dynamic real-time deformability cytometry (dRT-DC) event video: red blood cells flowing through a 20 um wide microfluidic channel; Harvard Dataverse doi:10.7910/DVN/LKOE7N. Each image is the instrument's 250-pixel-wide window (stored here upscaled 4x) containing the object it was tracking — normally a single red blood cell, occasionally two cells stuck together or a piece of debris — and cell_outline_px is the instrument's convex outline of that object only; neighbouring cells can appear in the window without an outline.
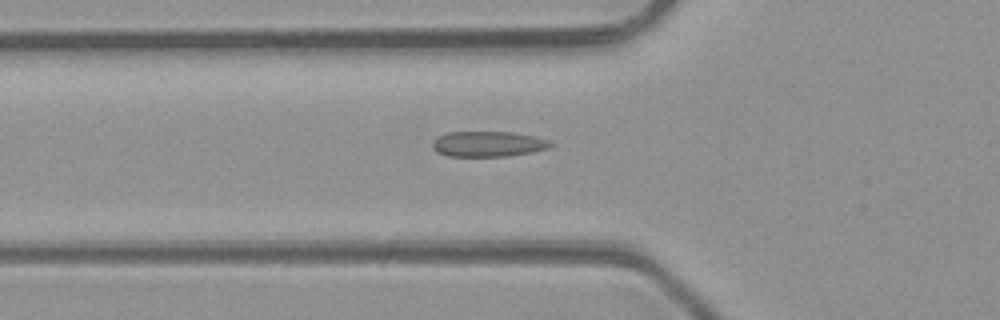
{"species": "common noctule bat (a hibernating species)", "species_latin": "Nyctalus noctula", "temperature_condition": "room temperature", "stored_images_in_passage": 6, "camera_frame_rate_fps": 3000, "um_per_image_px": 0.085, "animal": {"sex": "male", "body_mass_g": 23.1, "forearm_length_mm": 52.7}, "frame": {"image": 1, "passage_image": 6, "time_ms": 5.667, "image_size_px": [1000, 320], "cell_outline_px": [[552, 144], [548, 148], [532, 152], [508, 156], [448, 156], [436, 152], [432, 148], [432, 140], [448, 132], [512, 132], [552, 140]], "centroid_in_image_um": [41.47, 12.24], "position_along_channel_um": 84.3, "area_um2": 17.51}}